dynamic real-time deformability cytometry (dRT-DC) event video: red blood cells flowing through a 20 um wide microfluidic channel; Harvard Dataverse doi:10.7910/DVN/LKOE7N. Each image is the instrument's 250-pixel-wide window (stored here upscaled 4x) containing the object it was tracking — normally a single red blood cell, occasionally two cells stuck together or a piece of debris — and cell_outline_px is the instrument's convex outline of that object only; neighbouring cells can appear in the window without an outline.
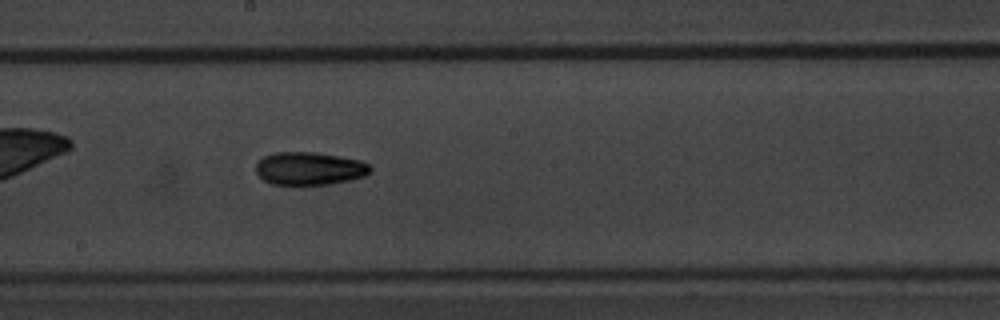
{"species": "common noctule bat (a hibernating species)", "species_latin": "Nyctalus noctula", "temperature_condition": "warm", "stored_images_in_passage": 35, "camera_frame_rate_fps": 3000, "um_per_image_px": 0.085, "animal": {"sex": "male", "body_mass_g": 20.1, "forearm_length_mm": 53.5}, "frame": {"image": 1, "passage_image": 16, "time_ms": 5.0, "image_size_px": [1000, 320], "cell_outline_px": [[372, 172], [364, 176], [352, 180], [328, 184], [272, 184], [264, 180], [256, 172], [256, 164], [264, 156], [276, 152], [316, 152], [340, 156], [360, 160], [368, 164], [372, 168]], "centroid_in_image_um": [26.34, 14.31], "position_along_channel_um": 221.9, "area_um2": 21.96}}